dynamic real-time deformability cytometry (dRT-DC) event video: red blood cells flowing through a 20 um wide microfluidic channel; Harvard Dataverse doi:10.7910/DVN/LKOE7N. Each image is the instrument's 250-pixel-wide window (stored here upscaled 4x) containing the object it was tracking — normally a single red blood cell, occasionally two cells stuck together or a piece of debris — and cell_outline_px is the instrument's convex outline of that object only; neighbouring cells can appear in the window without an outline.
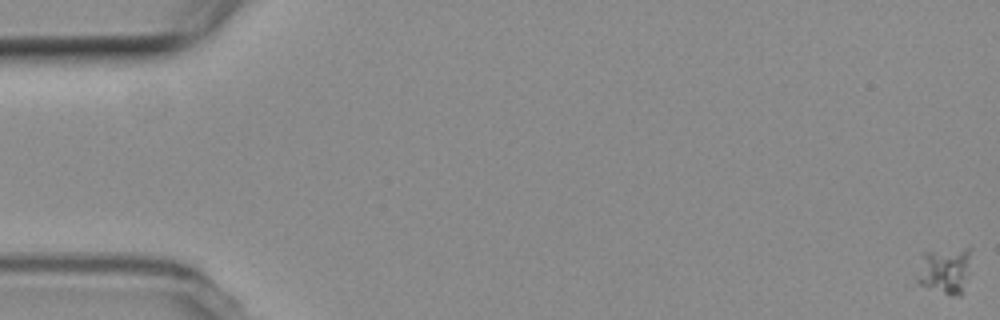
{"species": "common noctule bat (a hibernating species)", "species_latin": "Nyctalus noctula", "temperature_condition": "room temperature", "stored_images_in_passage": 7, "camera_frame_rate_fps": 3000, "um_per_image_px": 0.085, "animal": {"sex": "female", "body_mass_g": 19.3, "forearm_length_mm": 54.1}, "frame": {"image": 1, "passage_image": 1, "time_ms": 0.0, "image_size_px": [1000, 320], "cell_outline_px": [[972, 248], [968, 276], [964, 292], [960, 296], [944, 292], [920, 284], [916, 280], [920, 252], [964, 248]], "centroid_in_image_um": [80.32, 22.94], "position_along_channel_um": 4.7, "area_um2": 14.85}}
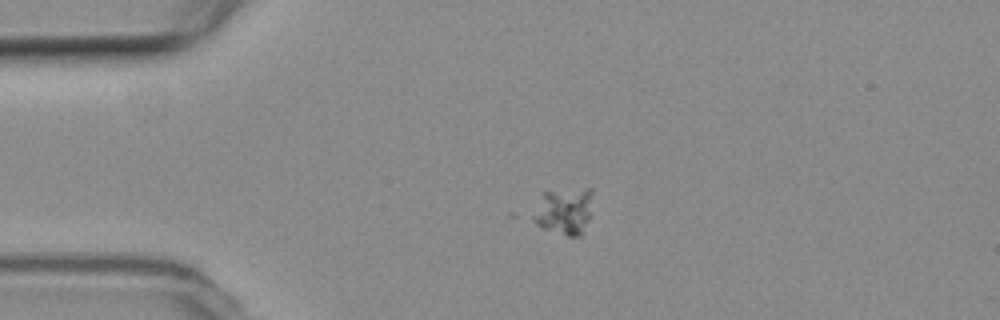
{"frame": {"image": 2, "passage_image": 5, "time_ms": 4.667, "image_size_px": [1000, 320], "cell_outline_px": [[592, 192], [588, 220], [580, 236], [568, 236], [544, 228], [536, 224], [532, 220], [532, 216], [544, 192], [588, 188], [592, 188]], "centroid_in_image_um": [47.95, 17.95], "position_along_channel_um": 37.1, "area_um2": 15.78}}